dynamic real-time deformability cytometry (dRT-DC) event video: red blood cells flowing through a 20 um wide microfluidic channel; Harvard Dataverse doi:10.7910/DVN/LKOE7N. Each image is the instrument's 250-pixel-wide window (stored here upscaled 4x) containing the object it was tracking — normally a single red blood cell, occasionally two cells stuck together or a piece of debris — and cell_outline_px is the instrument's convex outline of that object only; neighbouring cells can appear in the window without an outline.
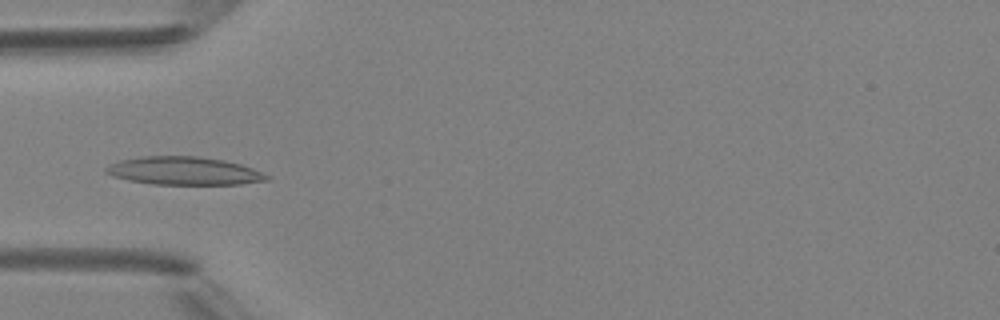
{"species": "Egyptian fruit bat (a non-hibernating species)", "species_latin": "Rousettus aegyptiacus", "temperature_condition": "room temperature", "stored_images_in_passage": 5, "camera_frame_rate_fps": 3000, "um_per_image_px": 0.085, "animal": {"sex": "female"}, "frame": {"image": 1, "passage_image": 5, "time_ms": 4.667, "image_size_px": [1000, 320], "cell_outline_px": [[272, 176], [268, 180], [240, 184], [152, 184], [128, 180], [112, 176], [104, 172], [104, 168], [120, 160], [144, 156], [196, 156], [224, 160], [240, 164], [252, 168]], "centroid_in_image_um": [15.64, 14.52], "position_along_channel_um": 69.4, "area_um2": 26.24}}